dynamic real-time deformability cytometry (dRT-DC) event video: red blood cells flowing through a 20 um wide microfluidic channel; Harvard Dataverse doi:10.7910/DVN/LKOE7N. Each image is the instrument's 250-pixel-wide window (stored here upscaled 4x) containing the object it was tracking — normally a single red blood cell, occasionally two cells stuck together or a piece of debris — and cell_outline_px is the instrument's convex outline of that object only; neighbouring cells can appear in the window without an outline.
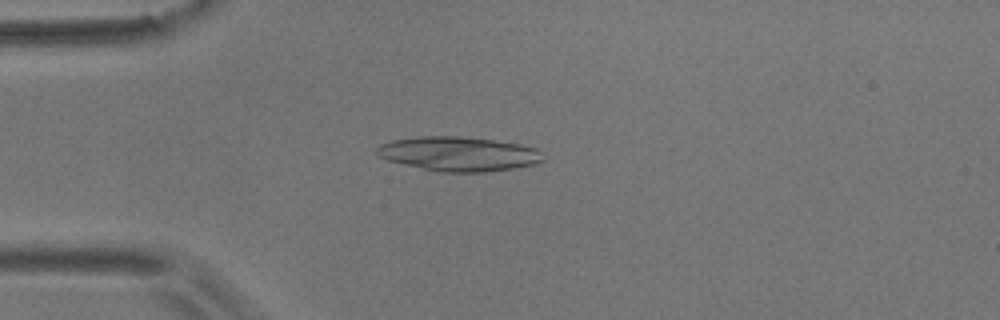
{"species": "common noctule bat (a hibernating species)", "species_latin": "Nyctalus noctula", "temperature_condition": "room temperature", "stored_images_in_passage": 4, "camera_frame_rate_fps": 3000, "um_per_image_px": 0.085, "animal": {"sex": "male", "body_mass_g": 17.9}, "frame": {"image": 1, "passage_image": 4, "time_ms": 3.333, "image_size_px": [1000, 320], "cell_outline_px": [[544, 160], [536, 164], [512, 168], [484, 172], [440, 172], [404, 164], [388, 160], [380, 156], [376, 152], [376, 148], [380, 144], [392, 140], [416, 136], [460, 136], [492, 140], [520, 144], [536, 148], [544, 152]], "centroid_in_image_um": [39.01, 13.07], "position_along_channel_um": 46.0, "area_um2": 33.35}}